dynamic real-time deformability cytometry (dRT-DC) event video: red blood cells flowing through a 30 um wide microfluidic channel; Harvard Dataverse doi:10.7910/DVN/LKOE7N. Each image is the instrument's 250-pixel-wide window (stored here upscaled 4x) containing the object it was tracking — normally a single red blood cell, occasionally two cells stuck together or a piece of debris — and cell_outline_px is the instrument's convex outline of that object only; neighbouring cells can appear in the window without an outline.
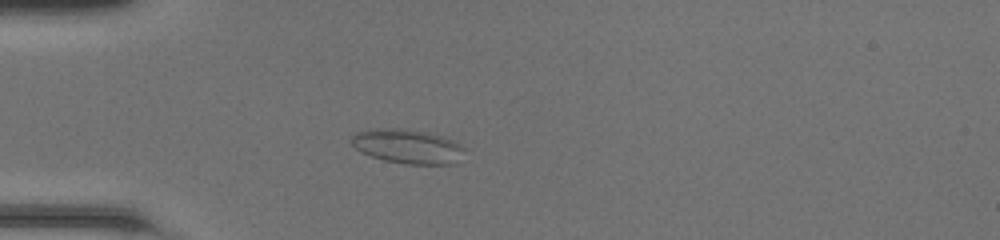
{"species": "common noctule bat (a hibernating species)", "species_latin": "Nyctalus noctula", "temperature_condition": "room temperature", "stored_images_in_passage": 45, "camera_frame_rate_fps": 3000, "um_per_image_px": 0.085, "animal": {"sex": "female", "body_mass_g": 20.0, "forearm_length_mm": 54.0}, "frame": {"image": 1, "passage_image": 10, "time_ms": 3.0, "image_size_px": [1000, 240], "cell_outline_px": [[464, 148], [456, 164], [408, 164], [384, 160], [360, 152], [348, 140], [356, 132], [372, 128], [400, 128], [428, 132], [444, 136], [460, 144]], "centroid_in_image_um": [34.61, 12.43], "position_along_channel_um": 50.4, "area_um2": 22.72}}
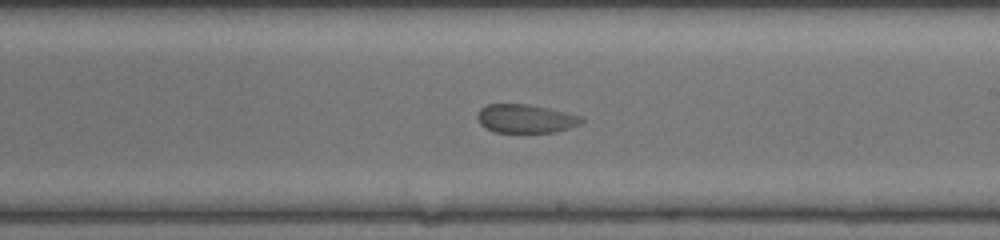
{"frame": {"image": 2, "passage_image": 25, "time_ms": 8.0, "image_size_px": [1000, 240], "cell_outline_px": [[584, 120], [580, 124], [556, 132], [492, 132], [480, 124], [476, 116], [480, 108], [488, 104], [528, 104], [548, 108], [584, 116]], "centroid_in_image_um": [44.68, 10.08], "position_along_channel_um": 244.3, "area_um2": 17.46}}
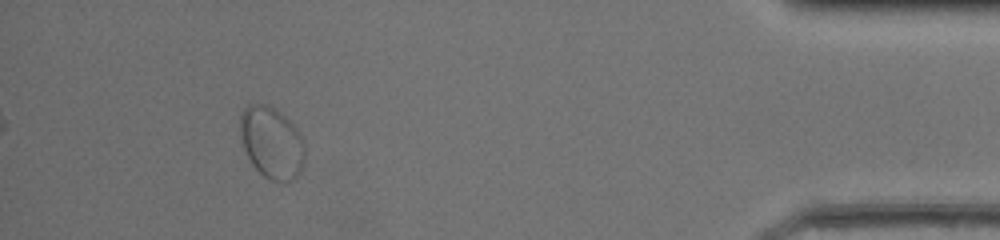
{"frame": {"image": 3, "passage_image": 41, "time_ms": 13.333, "image_size_px": [1000, 240], "cell_outline_px": [[304, 164], [300, 172], [292, 180], [272, 180], [264, 176], [252, 164], [244, 148], [240, 132], [240, 116], [244, 108], [248, 104], [268, 104], [280, 112], [300, 132], [304, 144]], "centroid_in_image_um": [23.1, 12.1], "position_along_channel_um": 412.1, "area_um2": 26.82}}